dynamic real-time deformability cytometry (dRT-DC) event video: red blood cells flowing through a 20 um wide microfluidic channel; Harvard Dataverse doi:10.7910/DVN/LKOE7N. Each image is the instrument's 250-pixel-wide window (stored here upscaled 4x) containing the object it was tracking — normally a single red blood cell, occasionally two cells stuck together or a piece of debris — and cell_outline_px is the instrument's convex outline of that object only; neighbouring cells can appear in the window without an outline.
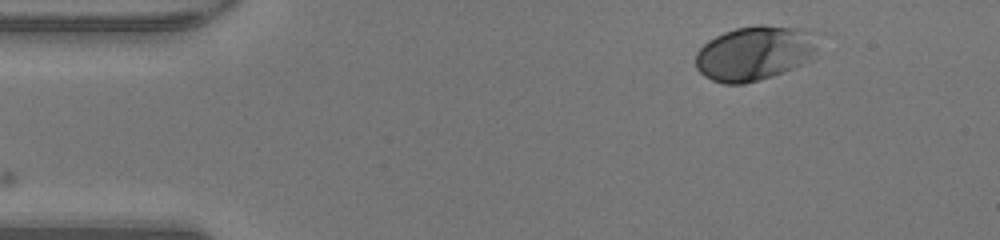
{"species": "human", "species_latin": "Homo sapiens", "temperature_condition": "warm", "stored_images_in_passage": 44, "camera_frame_rate_fps": 3000, "um_per_image_px": 0.085, "donor": {"sex": "male"}, "frame": {"image": 1, "passage_image": 1, "time_ms": 0.0, "image_size_px": [1000, 240], "cell_outline_px": [[828, 32], [808, 60], [792, 68], [772, 76], [744, 84], [724, 84], [712, 80], [704, 76], [696, 68], [696, 52], [708, 40], [724, 32], [736, 28], [756, 24], [764, 24], [812, 28]], "centroid_in_image_um": [64.28, 4.45], "position_along_channel_um": 20.7, "area_um2": 40.17}}
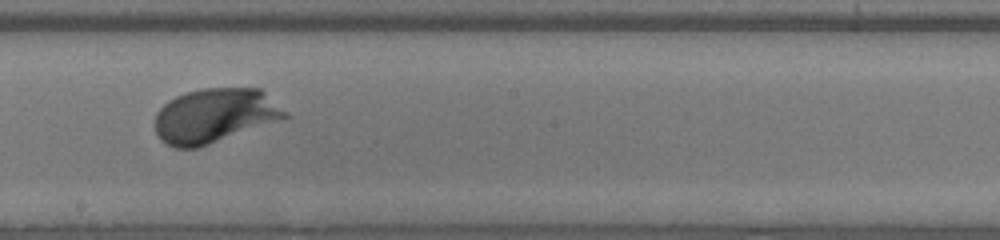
{"frame": {"image": 2, "passage_image": 22, "time_ms": 7.0, "image_size_px": [1000, 240], "cell_outline_px": [[292, 116], [196, 148], [176, 148], [160, 140], [156, 132], [156, 112], [168, 100], [176, 96], [188, 92], [204, 88], [260, 88], [288, 112]], "centroid_in_image_um": [18.26, 9.82], "position_along_channel_um": 229.9, "area_um2": 40.98}}
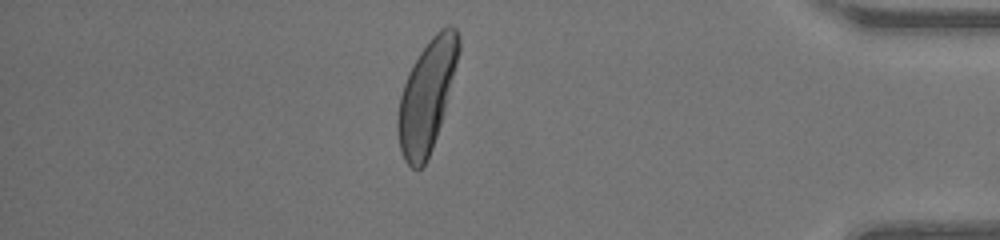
{"frame": {"image": 3, "passage_image": 37, "time_ms": 12.0, "image_size_px": [1000, 240], "cell_outline_px": [[460, 48], [456, 64], [440, 124], [432, 148], [424, 164], [420, 168], [412, 168], [404, 160], [400, 148], [396, 128], [396, 120], [400, 96], [408, 72], [412, 64], [428, 40], [440, 28], [448, 24], [456, 28], [460, 36]], "centroid_in_image_um": [36.25, 8.11], "position_along_channel_um": 398.9, "area_um2": 38.96}, "authors_computed_cell_mechanics": {"area_um2": 38.3503, "velocity_mm_per_s": 4.2182, "shape_relaxation_time_tau1_ms": 1.3084, "shape_relaxation_time_tau2_ms": null, "deformation_change_tau1": 0.1401, "deformation_change_tau2": null}}